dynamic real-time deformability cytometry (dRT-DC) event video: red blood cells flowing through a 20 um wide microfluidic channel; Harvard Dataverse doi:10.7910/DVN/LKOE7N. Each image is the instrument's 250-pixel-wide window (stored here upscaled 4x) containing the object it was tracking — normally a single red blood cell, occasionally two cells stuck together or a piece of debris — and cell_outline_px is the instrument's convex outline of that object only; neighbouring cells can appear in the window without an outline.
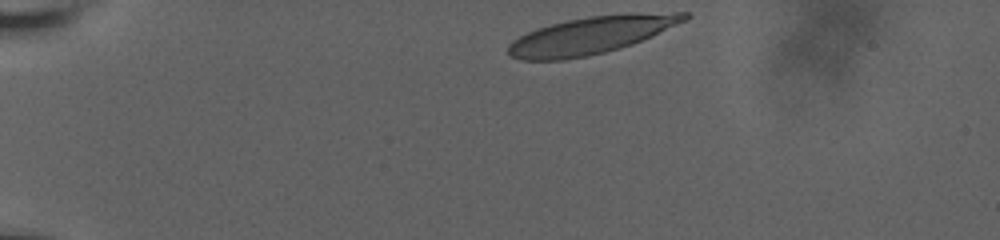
{"species": "human", "species_latin": "Homo sapiens", "temperature_condition": "room temperature", "stored_images_in_passage": 39, "camera_frame_rate_fps": 3000, "um_per_image_px": 0.085, "donor": {"sex": "male"}, "frame": {"image": 1, "passage_image": 1, "time_ms": 0.0, "image_size_px": [1000, 240], "cell_outline_px": [[692, 16], [688, 20], [632, 44], [620, 48], [588, 56], [564, 60], [520, 60], [508, 56], [508, 44], [512, 40], [536, 28], [568, 20], [588, 16], [628, 12], [688, 12]], "centroid_in_image_um": [50.27, 2.98], "position_along_channel_um": 34.7, "area_um2": 38.73}}
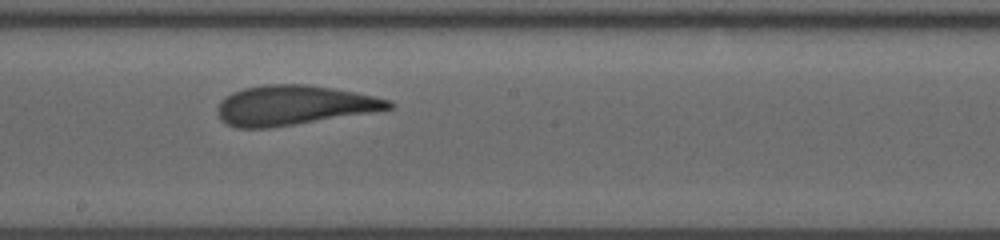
{"frame": {"image": 2, "passage_image": 23, "time_ms": 7.333, "image_size_px": [1000, 240], "cell_outline_px": [[396, 104], [392, 108], [368, 112], [268, 128], [236, 128], [228, 124], [216, 112], [216, 108], [220, 100], [232, 92], [244, 88], [264, 84], [308, 84], [332, 88], [376, 96], [392, 100]], "centroid_in_image_um": [24.94, 8.93], "position_along_channel_um": 223.3, "area_um2": 39.25}}
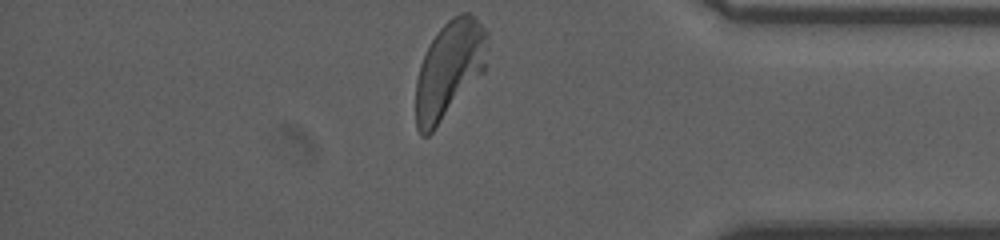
{"frame": {"image": 3, "passage_image": 39, "time_ms": 12.667, "image_size_px": [1000, 240], "cell_outline_px": [[488, 32], [484, 72], [432, 132], [428, 136], [420, 136], [416, 128], [416, 80], [420, 64], [432, 40], [440, 28], [452, 16], [460, 12], [468, 12]], "centroid_in_image_um": [38.17, 5.92], "position_along_channel_um": 397.0, "area_um2": 40.23}, "authors_computed_cell_mechanics": {"area_um2": 39.4196, "velocity_mm_per_s": 3.6228, "shape_relaxation_time_tau1_ms": 5.1289, "shape_relaxation_time_tau2_ms": 1.4454, "deformation_change_tau1": 0.1996, "deformation_change_tau2": 0.0973}}